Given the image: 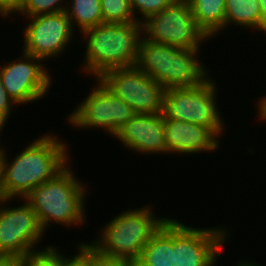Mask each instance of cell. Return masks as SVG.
<instances>
[{"label":"cell","instance_id":"cell-11","mask_svg":"<svg viewBox=\"0 0 266 266\" xmlns=\"http://www.w3.org/2000/svg\"><path fill=\"white\" fill-rule=\"evenodd\" d=\"M224 227L194 228L174 219V266H216L227 243Z\"/></svg>","mask_w":266,"mask_h":266},{"label":"cell","instance_id":"cell-12","mask_svg":"<svg viewBox=\"0 0 266 266\" xmlns=\"http://www.w3.org/2000/svg\"><path fill=\"white\" fill-rule=\"evenodd\" d=\"M26 20L29 23L23 28L22 51L43 62L61 56L74 37L73 30H76L73 29L66 11L30 16Z\"/></svg>","mask_w":266,"mask_h":266},{"label":"cell","instance_id":"cell-5","mask_svg":"<svg viewBox=\"0 0 266 266\" xmlns=\"http://www.w3.org/2000/svg\"><path fill=\"white\" fill-rule=\"evenodd\" d=\"M118 215V216H117ZM169 217H158L150 206L122 211L104 225L96 240L89 242L98 252L135 263L153 234Z\"/></svg>","mask_w":266,"mask_h":266},{"label":"cell","instance_id":"cell-9","mask_svg":"<svg viewBox=\"0 0 266 266\" xmlns=\"http://www.w3.org/2000/svg\"><path fill=\"white\" fill-rule=\"evenodd\" d=\"M98 79L137 114L163 112L166 89L135 66L108 70Z\"/></svg>","mask_w":266,"mask_h":266},{"label":"cell","instance_id":"cell-18","mask_svg":"<svg viewBox=\"0 0 266 266\" xmlns=\"http://www.w3.org/2000/svg\"><path fill=\"white\" fill-rule=\"evenodd\" d=\"M229 25L262 32V13L259 0H226L225 29ZM228 26V27H227Z\"/></svg>","mask_w":266,"mask_h":266},{"label":"cell","instance_id":"cell-32","mask_svg":"<svg viewBox=\"0 0 266 266\" xmlns=\"http://www.w3.org/2000/svg\"><path fill=\"white\" fill-rule=\"evenodd\" d=\"M3 127H5L3 124L0 123V136H1V131H3ZM1 138V137H0ZM3 149V146H1V143H0V151Z\"/></svg>","mask_w":266,"mask_h":266},{"label":"cell","instance_id":"cell-6","mask_svg":"<svg viewBox=\"0 0 266 266\" xmlns=\"http://www.w3.org/2000/svg\"><path fill=\"white\" fill-rule=\"evenodd\" d=\"M213 81L209 76L202 84L194 87L166 89L163 117L208 127L220 138L226 124L217 107L218 86Z\"/></svg>","mask_w":266,"mask_h":266},{"label":"cell","instance_id":"cell-31","mask_svg":"<svg viewBox=\"0 0 266 266\" xmlns=\"http://www.w3.org/2000/svg\"><path fill=\"white\" fill-rule=\"evenodd\" d=\"M7 198L5 197L2 190L1 176H0V204L3 203Z\"/></svg>","mask_w":266,"mask_h":266},{"label":"cell","instance_id":"cell-23","mask_svg":"<svg viewBox=\"0 0 266 266\" xmlns=\"http://www.w3.org/2000/svg\"><path fill=\"white\" fill-rule=\"evenodd\" d=\"M77 245V252L87 261L88 266H127L128 262L104 255L89 243L80 242Z\"/></svg>","mask_w":266,"mask_h":266},{"label":"cell","instance_id":"cell-30","mask_svg":"<svg viewBox=\"0 0 266 266\" xmlns=\"http://www.w3.org/2000/svg\"><path fill=\"white\" fill-rule=\"evenodd\" d=\"M237 264V266H259L258 264L256 265V263L255 262H250L249 260L247 261V260H243L242 259V261H239V263H236Z\"/></svg>","mask_w":266,"mask_h":266},{"label":"cell","instance_id":"cell-22","mask_svg":"<svg viewBox=\"0 0 266 266\" xmlns=\"http://www.w3.org/2000/svg\"><path fill=\"white\" fill-rule=\"evenodd\" d=\"M56 246L47 245L44 250L24 257L23 266H63V255Z\"/></svg>","mask_w":266,"mask_h":266},{"label":"cell","instance_id":"cell-16","mask_svg":"<svg viewBox=\"0 0 266 266\" xmlns=\"http://www.w3.org/2000/svg\"><path fill=\"white\" fill-rule=\"evenodd\" d=\"M139 266H174V219L168 218L143 248Z\"/></svg>","mask_w":266,"mask_h":266},{"label":"cell","instance_id":"cell-2","mask_svg":"<svg viewBox=\"0 0 266 266\" xmlns=\"http://www.w3.org/2000/svg\"><path fill=\"white\" fill-rule=\"evenodd\" d=\"M81 33L87 45L81 69L91 77L97 79L108 70L135 65L142 22L102 23Z\"/></svg>","mask_w":266,"mask_h":266},{"label":"cell","instance_id":"cell-33","mask_svg":"<svg viewBox=\"0 0 266 266\" xmlns=\"http://www.w3.org/2000/svg\"><path fill=\"white\" fill-rule=\"evenodd\" d=\"M127 266H139L136 263H127Z\"/></svg>","mask_w":266,"mask_h":266},{"label":"cell","instance_id":"cell-1","mask_svg":"<svg viewBox=\"0 0 266 266\" xmlns=\"http://www.w3.org/2000/svg\"><path fill=\"white\" fill-rule=\"evenodd\" d=\"M0 151L2 190L7 199H24L34 188L52 179L70 161L65 141L46 133L31 142L14 160Z\"/></svg>","mask_w":266,"mask_h":266},{"label":"cell","instance_id":"cell-4","mask_svg":"<svg viewBox=\"0 0 266 266\" xmlns=\"http://www.w3.org/2000/svg\"><path fill=\"white\" fill-rule=\"evenodd\" d=\"M72 171L67 164L52 179L34 188L24 198L32 206L44 232L52 222L62 226L85 223L87 186Z\"/></svg>","mask_w":266,"mask_h":266},{"label":"cell","instance_id":"cell-13","mask_svg":"<svg viewBox=\"0 0 266 266\" xmlns=\"http://www.w3.org/2000/svg\"><path fill=\"white\" fill-rule=\"evenodd\" d=\"M21 52V58L0 65L3 86L17 105L39 101L53 83L43 60Z\"/></svg>","mask_w":266,"mask_h":266},{"label":"cell","instance_id":"cell-10","mask_svg":"<svg viewBox=\"0 0 266 266\" xmlns=\"http://www.w3.org/2000/svg\"><path fill=\"white\" fill-rule=\"evenodd\" d=\"M14 199H6L0 204V254L25 257L44 249H37L45 234L32 206L25 200L16 207L4 205ZM4 205V206H2Z\"/></svg>","mask_w":266,"mask_h":266},{"label":"cell","instance_id":"cell-14","mask_svg":"<svg viewBox=\"0 0 266 266\" xmlns=\"http://www.w3.org/2000/svg\"><path fill=\"white\" fill-rule=\"evenodd\" d=\"M129 150L167 154L163 113L136 114L114 135Z\"/></svg>","mask_w":266,"mask_h":266},{"label":"cell","instance_id":"cell-20","mask_svg":"<svg viewBox=\"0 0 266 266\" xmlns=\"http://www.w3.org/2000/svg\"><path fill=\"white\" fill-rule=\"evenodd\" d=\"M103 23L137 22L129 0H101Z\"/></svg>","mask_w":266,"mask_h":266},{"label":"cell","instance_id":"cell-15","mask_svg":"<svg viewBox=\"0 0 266 266\" xmlns=\"http://www.w3.org/2000/svg\"><path fill=\"white\" fill-rule=\"evenodd\" d=\"M164 128L167 154L211 153L219 148V137L208 127L164 117Z\"/></svg>","mask_w":266,"mask_h":266},{"label":"cell","instance_id":"cell-24","mask_svg":"<svg viewBox=\"0 0 266 266\" xmlns=\"http://www.w3.org/2000/svg\"><path fill=\"white\" fill-rule=\"evenodd\" d=\"M129 1L134 16L136 14L135 19H137L138 22H144L149 16L164 10L175 0H129ZM137 14H140L142 17H139Z\"/></svg>","mask_w":266,"mask_h":266},{"label":"cell","instance_id":"cell-3","mask_svg":"<svg viewBox=\"0 0 266 266\" xmlns=\"http://www.w3.org/2000/svg\"><path fill=\"white\" fill-rule=\"evenodd\" d=\"M198 53L200 49L160 44L142 36L134 66L165 89L194 87L209 78Z\"/></svg>","mask_w":266,"mask_h":266},{"label":"cell","instance_id":"cell-17","mask_svg":"<svg viewBox=\"0 0 266 266\" xmlns=\"http://www.w3.org/2000/svg\"><path fill=\"white\" fill-rule=\"evenodd\" d=\"M196 25L208 39L225 29L226 0H188Z\"/></svg>","mask_w":266,"mask_h":266},{"label":"cell","instance_id":"cell-21","mask_svg":"<svg viewBox=\"0 0 266 266\" xmlns=\"http://www.w3.org/2000/svg\"><path fill=\"white\" fill-rule=\"evenodd\" d=\"M65 0H23L21 6L13 13L25 15V17L39 14H49L66 11L68 4ZM65 3L67 5H63Z\"/></svg>","mask_w":266,"mask_h":266},{"label":"cell","instance_id":"cell-29","mask_svg":"<svg viewBox=\"0 0 266 266\" xmlns=\"http://www.w3.org/2000/svg\"><path fill=\"white\" fill-rule=\"evenodd\" d=\"M259 4L261 6V13H262V33H263L266 24V0H259Z\"/></svg>","mask_w":266,"mask_h":266},{"label":"cell","instance_id":"cell-26","mask_svg":"<svg viewBox=\"0 0 266 266\" xmlns=\"http://www.w3.org/2000/svg\"><path fill=\"white\" fill-rule=\"evenodd\" d=\"M23 0H0V15L9 18L22 4Z\"/></svg>","mask_w":266,"mask_h":266},{"label":"cell","instance_id":"cell-25","mask_svg":"<svg viewBox=\"0 0 266 266\" xmlns=\"http://www.w3.org/2000/svg\"><path fill=\"white\" fill-rule=\"evenodd\" d=\"M14 105L16 107L17 104L8 95L0 77V123L4 126L6 125L8 118H10Z\"/></svg>","mask_w":266,"mask_h":266},{"label":"cell","instance_id":"cell-19","mask_svg":"<svg viewBox=\"0 0 266 266\" xmlns=\"http://www.w3.org/2000/svg\"><path fill=\"white\" fill-rule=\"evenodd\" d=\"M68 4L66 12L73 29L76 24L83 32L103 23L101 0H72Z\"/></svg>","mask_w":266,"mask_h":266},{"label":"cell","instance_id":"cell-28","mask_svg":"<svg viewBox=\"0 0 266 266\" xmlns=\"http://www.w3.org/2000/svg\"><path fill=\"white\" fill-rule=\"evenodd\" d=\"M63 255V266H88L87 261L77 252L74 257Z\"/></svg>","mask_w":266,"mask_h":266},{"label":"cell","instance_id":"cell-27","mask_svg":"<svg viewBox=\"0 0 266 266\" xmlns=\"http://www.w3.org/2000/svg\"><path fill=\"white\" fill-rule=\"evenodd\" d=\"M24 257L0 254V266H23Z\"/></svg>","mask_w":266,"mask_h":266},{"label":"cell","instance_id":"cell-7","mask_svg":"<svg viewBox=\"0 0 266 266\" xmlns=\"http://www.w3.org/2000/svg\"><path fill=\"white\" fill-rule=\"evenodd\" d=\"M142 24L143 36L160 44L201 49L203 41L208 40L196 25L188 0H175L164 10L149 16Z\"/></svg>","mask_w":266,"mask_h":266},{"label":"cell","instance_id":"cell-8","mask_svg":"<svg viewBox=\"0 0 266 266\" xmlns=\"http://www.w3.org/2000/svg\"><path fill=\"white\" fill-rule=\"evenodd\" d=\"M96 87L75 110L68 114V123L78 129H103L112 137L137 113L125 101L116 97L98 78Z\"/></svg>","mask_w":266,"mask_h":266}]
</instances>
